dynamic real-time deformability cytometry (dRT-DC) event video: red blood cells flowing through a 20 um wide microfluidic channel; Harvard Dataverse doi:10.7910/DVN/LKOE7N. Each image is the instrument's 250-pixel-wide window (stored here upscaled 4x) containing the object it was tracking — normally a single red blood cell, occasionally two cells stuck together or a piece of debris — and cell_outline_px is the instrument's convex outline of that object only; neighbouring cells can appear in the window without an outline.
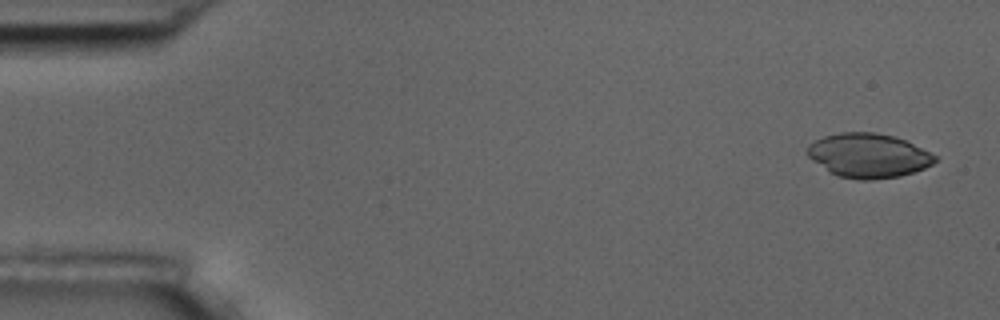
{"species": "common noctule bat (a hibernating species)", "species_latin": "Nyctalus noctula", "temperature_condition": "room temperature", "stored_images_in_passage": 5, "camera_frame_rate_fps": 3000, "um_per_image_px": 0.085, "animal": {"sex": "male", "body_mass_g": 17.5, "forearm_length_mm": 52.3}, "frame": {"image": 1, "passage_image": 1, "time_ms": 0.0, "image_size_px": [1000, 320], "cell_outline_px": [[940, 160], [924, 168], [900, 176], [872, 180], [860, 180], [840, 176], [832, 172], [812, 160], [808, 156], [808, 144], [824, 136], [840, 132], [876, 132], [896, 136], [940, 156]], "centroid_in_image_um": [73.88, 13.21], "position_along_channel_um": 11.1, "area_um2": 32.95}}